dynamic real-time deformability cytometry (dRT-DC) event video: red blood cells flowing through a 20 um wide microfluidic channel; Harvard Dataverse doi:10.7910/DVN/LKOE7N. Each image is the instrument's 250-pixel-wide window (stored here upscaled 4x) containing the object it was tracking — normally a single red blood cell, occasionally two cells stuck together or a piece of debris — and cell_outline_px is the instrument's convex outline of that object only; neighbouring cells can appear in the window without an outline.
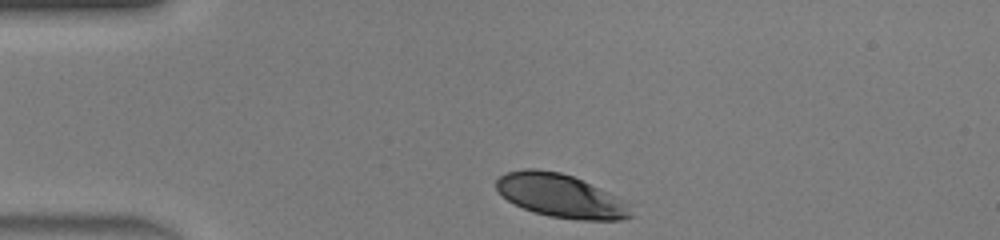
{"species": "human", "species_latin": "Homo sapiens", "temperature_condition": "warm", "stored_images_in_passage": 30, "camera_frame_rate_fps": 3000, "um_per_image_px": 0.085, "donor": {"sex": "male"}, "frame": {"image": 1, "passage_image": 1, "time_ms": 0.0, "image_size_px": [1000, 240], "cell_outline_px": [[632, 216], [620, 220], [580, 220], [548, 216], [532, 212], [508, 200], [496, 188], [496, 180], [504, 172], [524, 168], [536, 168], [560, 172], [572, 176], [596, 188], [620, 204]], "centroid_in_image_um": [47.44, 16.62], "position_along_channel_um": 37.6, "area_um2": 32.54}}
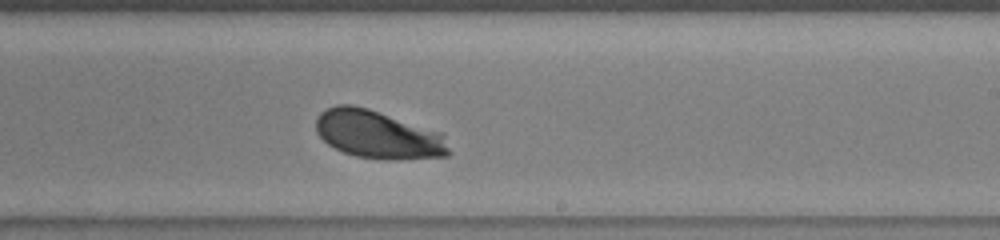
{"frame": {"image": 2, "passage_image": 19, "time_ms": 6.0, "image_size_px": [1000, 240], "cell_outline_px": [[452, 152], [448, 156], [396, 160], [388, 160], [356, 156], [344, 152], [328, 144], [316, 132], [316, 120], [320, 112], [336, 104], [352, 104], [368, 108], [444, 132]], "centroid_in_image_um": [32.2, 11.43], "position_along_channel_um": 256.8, "area_um2": 37.8}}
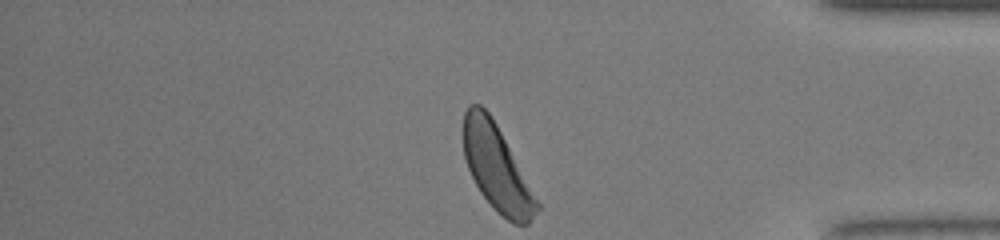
{"frame": {"image": 3, "passage_image": 30, "time_ms": 9.667, "image_size_px": [1000, 240], "cell_outline_px": [[540, 208], [528, 224], [512, 224], [496, 212], [492, 208], [480, 192], [468, 168], [464, 156], [464, 112], [468, 104], [480, 104], [488, 112], [496, 124], [540, 204]], "centroid_in_image_um": [42.21, 14.31], "position_along_channel_um": 393.0, "area_um2": 36.18}, "authors_computed_cell_mechanics": {"area_um2": 36.1539, "velocity_mm_per_s": 4.3827, "shape_relaxation_time_tau1_ms": 1.4839, "shape_relaxation_time_tau2_ms": null, "deformation_change_tau1": 0.1377, "deformation_change_tau2": null}}